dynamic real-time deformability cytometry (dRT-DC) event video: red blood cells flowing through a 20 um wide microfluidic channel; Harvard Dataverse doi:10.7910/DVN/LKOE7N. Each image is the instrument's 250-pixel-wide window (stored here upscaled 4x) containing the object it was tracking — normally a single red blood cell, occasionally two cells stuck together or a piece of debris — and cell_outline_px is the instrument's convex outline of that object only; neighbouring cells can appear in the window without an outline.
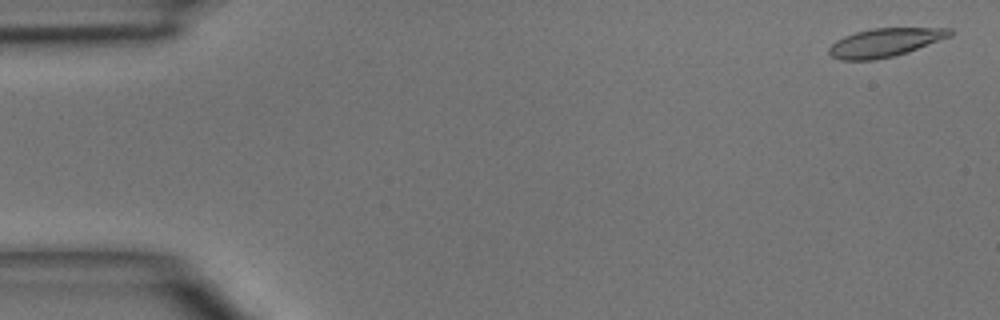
{"species": "common noctule bat (a hibernating species)", "species_latin": "Nyctalus noctula", "temperature_condition": "room temperature", "stored_images_in_passage": 3, "camera_frame_rate_fps": 3000, "um_per_image_px": 0.085, "animal": {"sex": "male", "body_mass_g": 15.6}, "frame": {"image": 1, "passage_image": 1, "time_ms": 0.0, "image_size_px": [1000, 320], "cell_outline_px": [[952, 36], [892, 56], [876, 60], [840, 60], [832, 56], [828, 52], [828, 48], [836, 40], [844, 36], [856, 32], [872, 28], [952, 28]], "centroid_in_image_um": [75.18, 3.61], "position_along_channel_um": 9.8, "area_um2": 19.83}}